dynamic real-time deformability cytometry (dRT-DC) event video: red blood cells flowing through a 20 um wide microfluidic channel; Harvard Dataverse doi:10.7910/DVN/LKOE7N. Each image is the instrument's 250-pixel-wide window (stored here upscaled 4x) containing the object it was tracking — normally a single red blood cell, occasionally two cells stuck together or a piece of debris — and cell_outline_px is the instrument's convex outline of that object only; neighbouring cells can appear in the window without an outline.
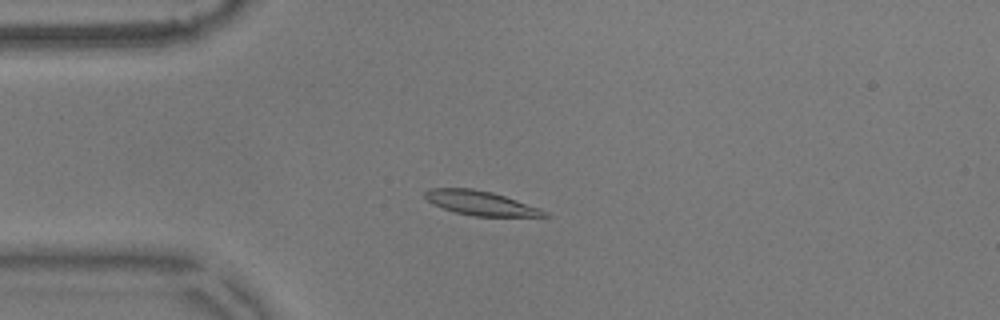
{"species": "common noctule bat (a hibernating species)", "species_latin": "Nyctalus noctula", "temperature_condition": "warm", "stored_images_in_passage": 55, "camera_frame_rate_fps": 3000, "um_per_image_px": 0.085, "animal": {"sex": "male", "body_mass_g": 17.9}, "frame": {"image": 1, "passage_image": 13, "time_ms": 4.0, "image_size_px": [1000, 320], "cell_outline_px": [[552, 216], [476, 216], [456, 212], [444, 208], [428, 200], [424, 196], [424, 192], [428, 188], [472, 188], [492, 192], [540, 208], [548, 212]], "centroid_in_image_um": [40.87, 17.25], "position_along_channel_um": 44.1, "area_um2": 16.65}}
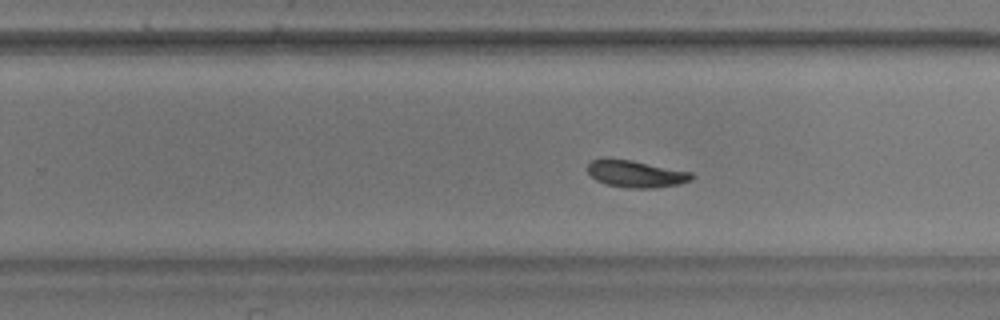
{"frame": {"image": 2, "passage_image": 34, "time_ms": 11.0, "image_size_px": [1000, 320], "cell_outline_px": [[696, 176], [692, 180], [680, 184], [656, 188], [632, 188], [608, 184], [596, 180], [588, 172], [588, 164], [592, 160], [632, 160], [692, 172]], "centroid_in_image_um": [54.15, 14.8], "position_along_channel_um": 275.7, "area_um2": 16.07}}
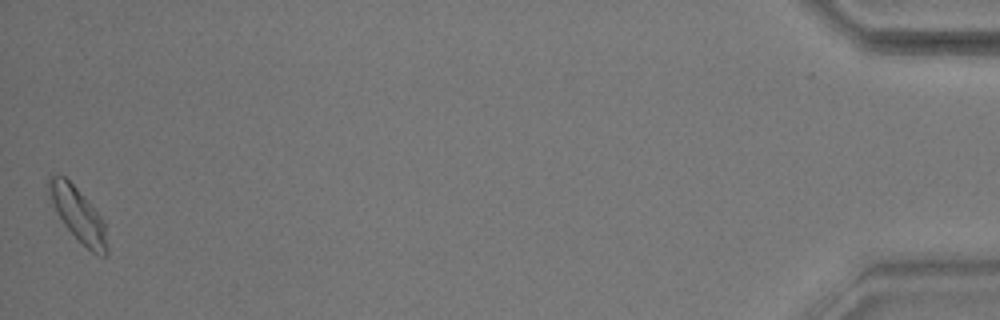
{"frame": {"image": 3, "passage_image": 55, "time_ms": 18.0, "image_size_px": [1000, 320], "cell_outline_px": [[108, 252], [104, 256], [92, 252], [64, 224], [52, 200], [48, 188], [48, 176], [64, 176], [76, 188], [104, 220], [108, 248]], "centroid_in_image_um": [6.68, 18.25], "position_along_channel_um": 428.5, "area_um2": 17.34}, "authors_computed_cell_mechanics": {"area_um2": 16.6464, "velocity_mm_per_s": 3.556, "shape_relaxation_time_tau1_ms": 2.7294, "shape_relaxation_time_tau2_ms": 4.9895, "deformation_change_tau1": 0.1326, "deformation_change_tau2": 0.0967}}